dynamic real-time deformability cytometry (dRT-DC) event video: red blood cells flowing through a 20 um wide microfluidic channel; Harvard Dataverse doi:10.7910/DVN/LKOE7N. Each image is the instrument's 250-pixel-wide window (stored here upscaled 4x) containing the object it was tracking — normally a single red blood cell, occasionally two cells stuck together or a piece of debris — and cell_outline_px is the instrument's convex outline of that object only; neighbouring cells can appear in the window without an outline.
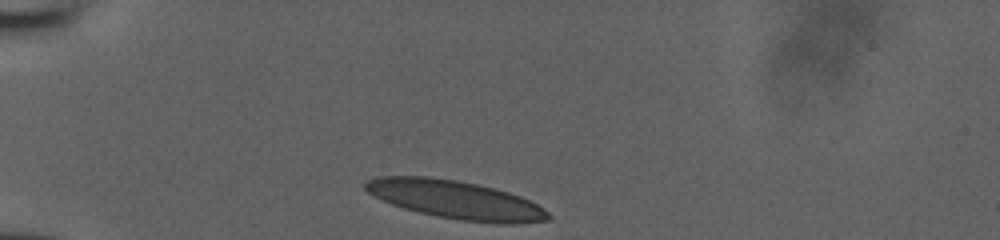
{"species": "human", "species_latin": "Homo sapiens", "temperature_condition": "room temperature", "stored_images_in_passage": 30, "camera_frame_rate_fps": 3000, "um_per_image_px": 0.085, "donor": {"sex": "male"}, "frame": {"image": 1, "passage_image": 1, "time_ms": 0.0, "image_size_px": [1000, 240], "cell_outline_px": [[552, 220], [512, 224], [500, 224], [460, 220], [436, 216], [404, 208], [392, 204], [368, 192], [364, 188], [364, 184], [368, 180], [376, 176], [428, 176], [456, 180], [496, 188], [520, 196], [544, 208], [552, 216]], "centroid_in_image_um": [38.77, 16.98], "position_along_channel_um": 46.2, "area_um2": 40.81}}
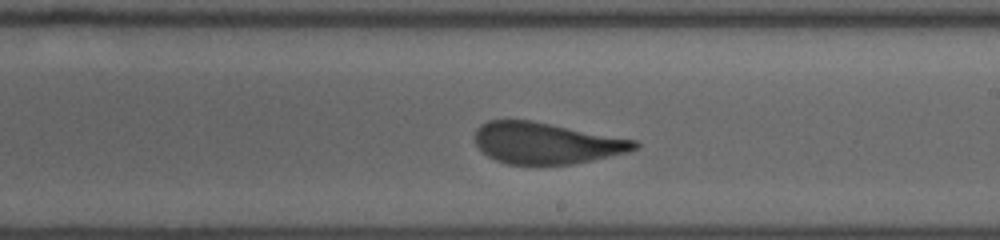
{"frame": {"image": 2, "passage_image": 18, "time_ms": 5.667, "image_size_px": [1000, 240], "cell_outline_px": [[640, 148], [628, 152], [592, 160], [572, 164], [508, 164], [496, 160], [488, 156], [476, 144], [476, 128], [480, 124], [488, 120], [532, 120], [636, 140], [640, 144]], "centroid_in_image_um": [46.45, 12.16], "position_along_channel_um": 242.5, "area_um2": 38.38}}
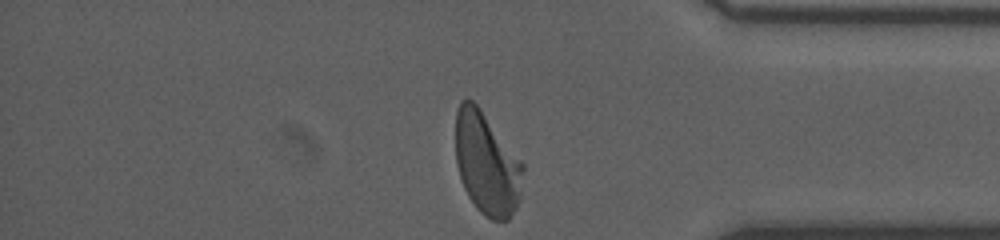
{"frame": {"image": 3, "passage_image": 30, "time_ms": 9.667, "image_size_px": [1000, 240], "cell_outline_px": [[524, 168], [520, 196], [516, 208], [508, 220], [492, 220], [484, 216], [476, 208], [468, 196], [464, 188], [456, 164], [456, 112], [460, 100], [472, 100], [480, 108], [524, 164]], "centroid_in_image_um": [41.37, 13.93], "position_along_channel_um": 393.8, "area_um2": 40.17}}